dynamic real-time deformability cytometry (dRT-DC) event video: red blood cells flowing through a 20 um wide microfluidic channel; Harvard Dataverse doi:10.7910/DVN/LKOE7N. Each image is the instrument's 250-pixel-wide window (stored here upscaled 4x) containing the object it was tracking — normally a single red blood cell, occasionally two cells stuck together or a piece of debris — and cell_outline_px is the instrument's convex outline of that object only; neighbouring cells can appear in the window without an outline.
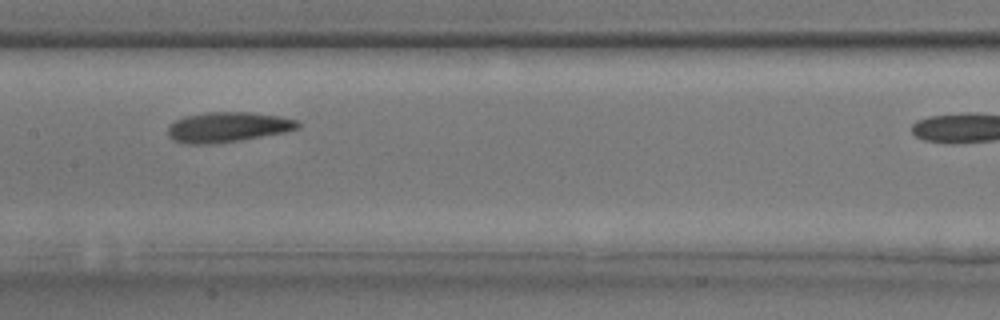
{"species": "common noctule bat (a hibernating species)", "species_latin": "Nyctalus noctula", "temperature_condition": "room temperature", "stored_images_in_passage": 17, "camera_frame_rate_fps": 3000, "um_per_image_px": 0.085, "animal": {"sex": "male", "body_mass_g": 17.9, "forearm_length_mm": 54.2}, "frame": {"image": 1, "passage_image": 8, "time_ms": 2.333, "image_size_px": [1000, 320], "cell_outline_px": [[300, 128], [284, 132], [240, 140], [212, 144], [184, 144], [172, 140], [168, 136], [168, 128], [176, 120], [184, 116], [208, 112], [252, 112], [280, 116], [296, 120], [300, 124]], "centroid_in_image_um": [19.34, 10.8], "position_along_channel_um": 188.1, "area_um2": 22.83}}
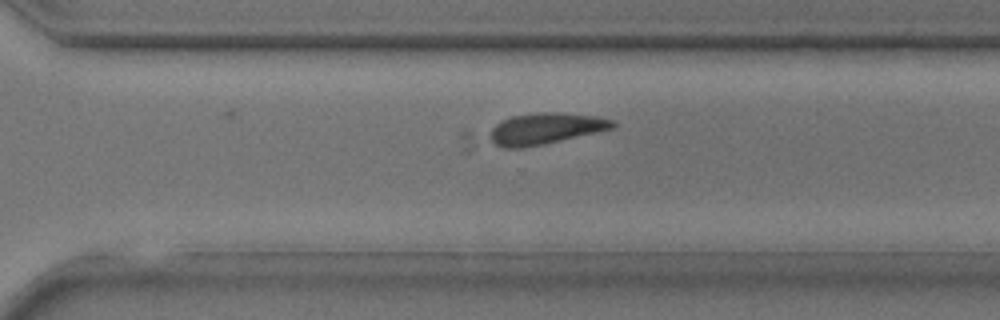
{"frame": {"image": 2, "passage_image": 15, "time_ms": 4.667, "image_size_px": [1000, 320], "cell_outline_px": [[616, 128], [544, 144], [524, 148], [504, 148], [496, 144], [488, 136], [492, 128], [496, 124], [512, 116], [544, 112], [564, 112], [596, 116], [612, 120], [616, 124]], "centroid_in_image_um": [46.4, 10.93], "position_along_channel_um": 324.2, "area_um2": 22.37}}